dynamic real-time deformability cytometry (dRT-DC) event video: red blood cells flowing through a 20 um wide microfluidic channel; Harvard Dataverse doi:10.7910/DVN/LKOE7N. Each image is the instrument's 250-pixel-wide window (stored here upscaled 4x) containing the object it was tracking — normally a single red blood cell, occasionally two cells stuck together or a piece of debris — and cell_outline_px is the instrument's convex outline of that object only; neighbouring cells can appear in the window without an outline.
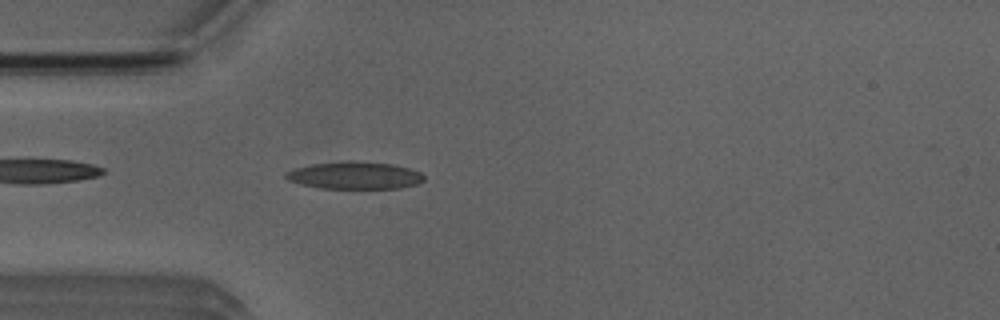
{"species": "Egyptian fruit bat (a non-hibernating species)", "species_latin": "Rousettus aegyptiacus", "temperature_condition": "room temperature", "stored_images_in_passage": 4, "camera_frame_rate_fps": 3000, "um_per_image_px": 0.085, "animal": {"sex": "male"}, "frame": {"image": 1, "passage_image": 4, "time_ms": 4.0, "image_size_px": [1000, 320], "cell_outline_px": [[424, 180], [420, 184], [400, 188], [320, 188], [300, 184], [288, 180], [284, 176], [284, 172], [296, 168], [312, 164], [348, 160], [352, 160], [392, 164], [408, 168], [420, 172], [424, 176]], "centroid_in_image_um": [30.15, 14.9], "position_along_channel_um": 54.8, "area_um2": 22.14}}